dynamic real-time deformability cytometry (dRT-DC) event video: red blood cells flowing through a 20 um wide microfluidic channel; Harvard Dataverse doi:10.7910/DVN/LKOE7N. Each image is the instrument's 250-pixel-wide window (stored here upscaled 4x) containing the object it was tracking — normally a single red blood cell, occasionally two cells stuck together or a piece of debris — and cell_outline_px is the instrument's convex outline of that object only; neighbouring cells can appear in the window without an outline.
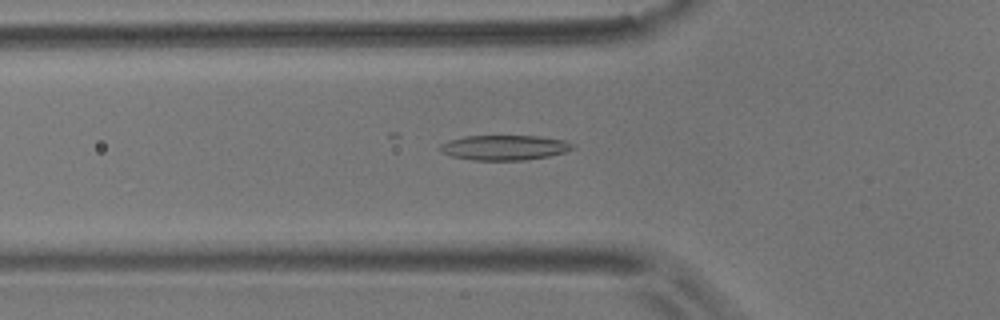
{"species": "common noctule bat (a hibernating species)", "species_latin": "Nyctalus noctula", "temperature_condition": "room temperature", "stored_images_in_passage": 26, "camera_frame_rate_fps": 3000, "um_per_image_px": 0.085, "animal": {"sex": "male", "body_mass_g": 17.9}, "frame": {"image": 1, "passage_image": 3, "time_ms": 0.667, "image_size_px": [1000, 320], "cell_outline_px": [[576, 148], [564, 152], [548, 156], [524, 160], [472, 160], [452, 156], [440, 152], [440, 144], [448, 140], [464, 136], [540, 136], [564, 140], [576, 144]], "centroid_in_image_um": [42.89, 12.54], "position_along_channel_um": 82.9, "area_um2": 19.42}}
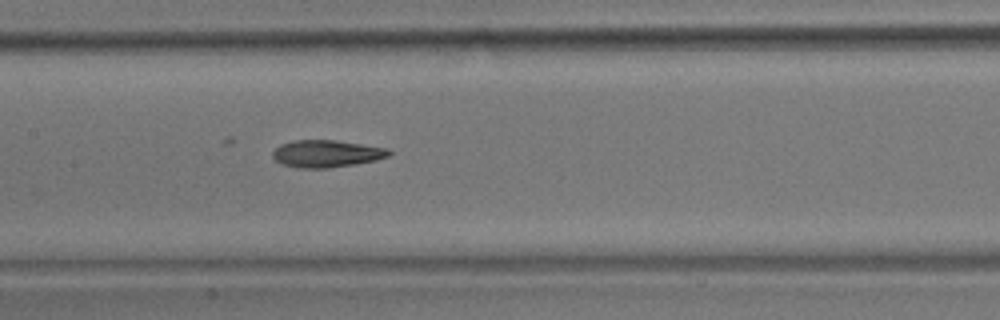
{"frame": {"image": 2, "passage_image": 11, "time_ms": 3.333, "image_size_px": [1000, 320], "cell_outline_px": [[392, 152], [388, 156], [376, 160], [328, 168], [300, 168], [284, 164], [276, 160], [272, 156], [272, 152], [280, 144], [292, 140], [336, 140], [388, 148]], "centroid_in_image_um": [27.75, 13.05], "position_along_channel_um": 179.7, "area_um2": 18.32}}
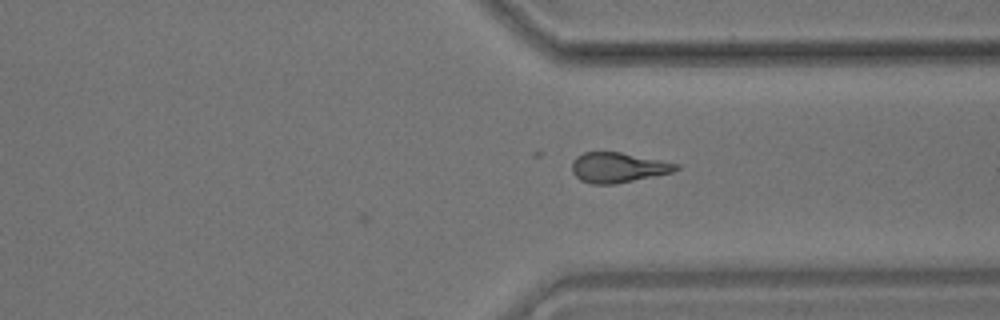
{"frame": {"image": 3, "passage_image": 26, "time_ms": 8.333, "image_size_px": [1000, 320], "cell_outline_px": [[680, 168], [672, 172], [616, 184], [592, 184], [580, 180], [572, 172], [572, 160], [576, 156], [584, 152], [620, 152], [680, 164]], "centroid_in_image_um": [52.51, 14.24], "position_along_channel_um": 358.9, "area_um2": 18.21}}